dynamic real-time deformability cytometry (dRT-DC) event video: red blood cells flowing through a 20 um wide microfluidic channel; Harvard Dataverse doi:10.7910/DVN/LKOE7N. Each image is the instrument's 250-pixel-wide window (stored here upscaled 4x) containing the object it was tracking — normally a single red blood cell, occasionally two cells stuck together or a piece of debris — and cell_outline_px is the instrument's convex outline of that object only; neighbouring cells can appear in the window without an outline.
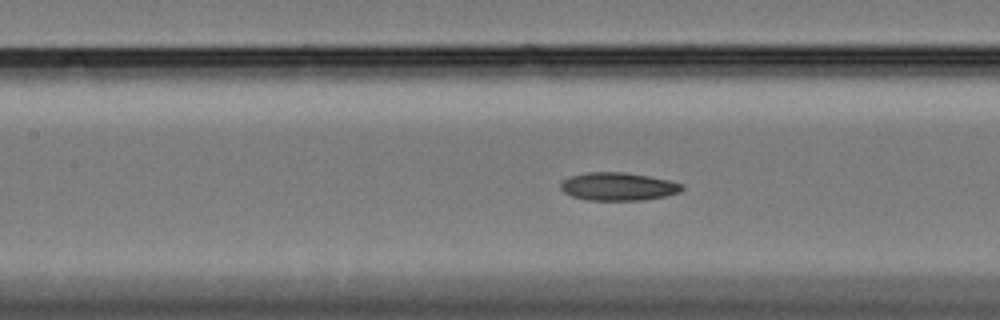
{"species": "Egyptian fruit bat (a non-hibernating species)", "species_latin": "Rousettus aegyptiacus", "temperature_condition": "cold", "stored_images_in_passage": 54, "camera_frame_rate_fps": 3000, "um_per_image_px": 0.085, "animal": {"sex": "female"}, "frame": {"image": 1, "passage_image": 21, "time_ms": 6.667, "image_size_px": [1000, 320], "cell_outline_px": [[684, 188], [680, 192], [664, 196], [644, 200], [588, 200], [572, 196], [564, 192], [560, 188], [560, 184], [568, 176], [588, 172], [624, 172], [648, 176], [668, 180], [684, 184]], "centroid_in_image_um": [52.54, 15.85], "position_along_channel_um": 154.9, "area_um2": 19.83}}
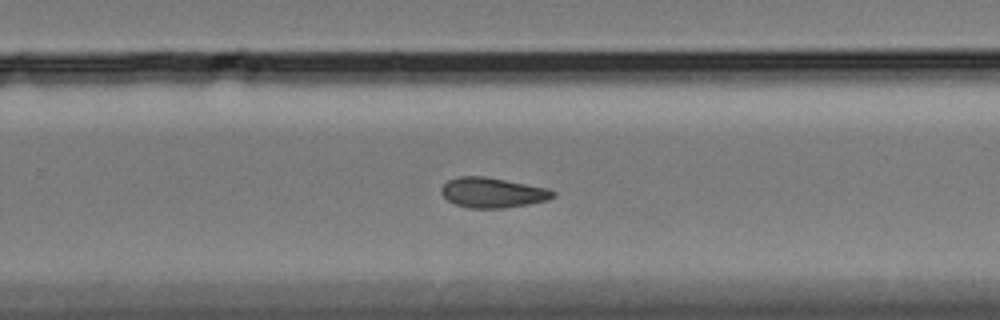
{"frame": {"image": 2, "passage_image": 33, "time_ms": 10.667, "image_size_px": [1000, 320], "cell_outline_px": [[556, 196], [548, 200], [528, 204], [504, 208], [468, 208], [456, 204], [448, 200], [440, 192], [440, 188], [448, 180], [460, 176], [484, 176], [548, 188], [556, 192]], "centroid_in_image_um": [41.88, 16.37], "position_along_channel_um": 287.9, "area_um2": 19.59}}
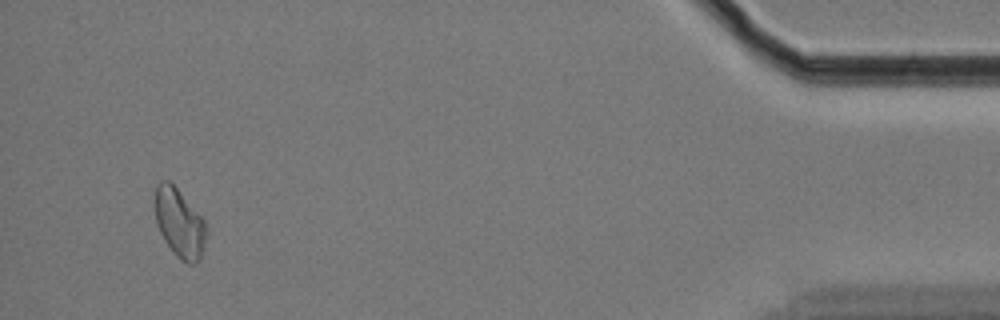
{"frame": {"image": 3, "passage_image": 51, "time_ms": 16.667, "image_size_px": [1000, 320], "cell_outline_px": [[208, 232], [200, 260], [196, 264], [188, 264], [180, 260], [164, 240], [156, 224], [152, 200], [152, 196], [156, 184], [160, 180], [168, 180], [176, 188], [204, 220], [208, 228]], "centroid_in_image_um": [15.22, 18.95], "position_along_channel_um": 420.0, "area_um2": 21.1}, "authors_computed_cell_mechanics": {"area_um2": 19.9121, "velocity_mm_per_s": 3.338, "shape_relaxation_time_tau1_ms": null, "shape_relaxation_time_tau2_ms": 7.3633, "deformation_change_tau1": null, "deformation_change_tau2": 0.1216}}